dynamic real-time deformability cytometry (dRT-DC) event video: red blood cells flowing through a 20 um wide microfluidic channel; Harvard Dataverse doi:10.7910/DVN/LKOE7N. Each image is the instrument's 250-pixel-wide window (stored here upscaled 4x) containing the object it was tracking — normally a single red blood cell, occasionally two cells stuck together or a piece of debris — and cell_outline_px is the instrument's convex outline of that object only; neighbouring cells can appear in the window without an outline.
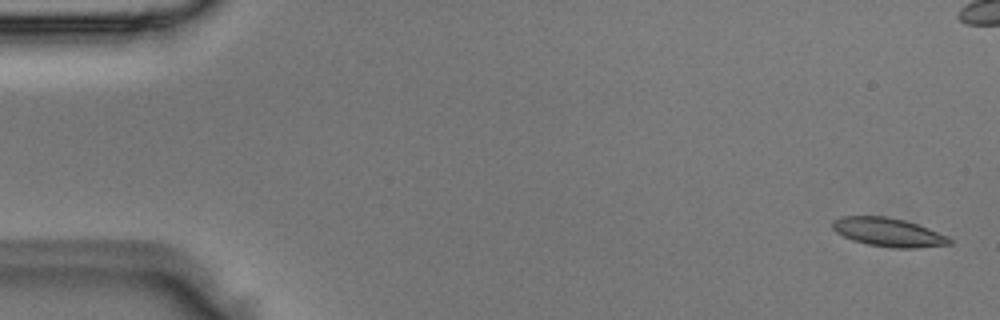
{"species": "Egyptian fruit bat (a non-hibernating species)", "species_latin": "Rousettus aegyptiacus", "temperature_condition": "room temperature", "stored_images_in_passage": 5, "camera_frame_rate_fps": 3000, "um_per_image_px": 0.085, "animal": {"sex": "male"}, "frame": {"image": 1, "passage_image": 1, "time_ms": 0.0, "image_size_px": [1000, 320], "cell_outline_px": [[952, 244], [916, 248], [892, 248], [868, 244], [852, 240], [836, 232], [832, 228], [832, 220], [840, 216], [884, 216], [904, 220], [928, 228], [948, 236], [952, 240]], "centroid_in_image_um": [75.49, 19.74], "position_along_channel_um": 9.5, "area_um2": 19.54}}
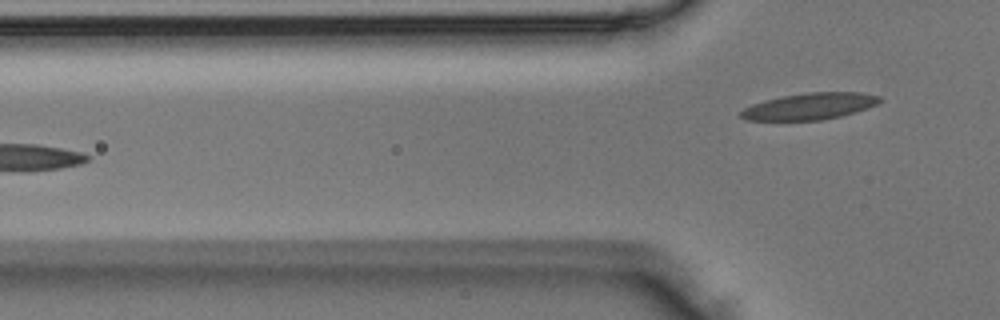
{"frame": {"image": 2, "passage_image": 5, "time_ms": 1.333, "image_size_px": [1000, 320], "cell_outline_px": [[884, 100], [876, 104], [840, 116], [824, 120], [744, 120], [740, 116], [740, 112], [744, 108], [752, 104], [764, 100], [780, 96], [808, 92], [860, 92], [880, 96]], "centroid_in_image_um": [68.79, 9.02], "position_along_channel_um": 57.0, "area_um2": 21.44}}